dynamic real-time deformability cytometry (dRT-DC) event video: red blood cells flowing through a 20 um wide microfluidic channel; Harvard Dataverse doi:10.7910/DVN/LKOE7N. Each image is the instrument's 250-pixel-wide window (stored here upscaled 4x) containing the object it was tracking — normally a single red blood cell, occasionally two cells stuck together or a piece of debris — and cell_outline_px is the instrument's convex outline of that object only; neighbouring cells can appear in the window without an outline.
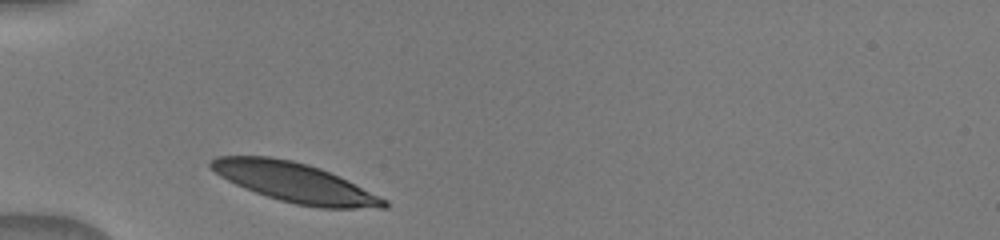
{"species": "human", "species_latin": "Homo sapiens", "temperature_condition": "warm", "stored_images_in_passage": 31, "camera_frame_rate_fps": 3000, "um_per_image_px": 0.085, "donor": {"sex": "male"}, "frame": {"image": 1, "passage_image": 1, "time_ms": 0.0, "image_size_px": [1000, 240], "cell_outline_px": [[388, 208], [320, 208], [296, 204], [280, 200], [244, 188], [220, 176], [208, 168], [208, 164], [216, 156], [272, 156], [292, 160], [308, 164], [320, 168], [340, 176], [388, 200]], "centroid_in_image_um": [25.07, 15.5], "position_along_channel_um": 59.9, "area_um2": 39.82}}
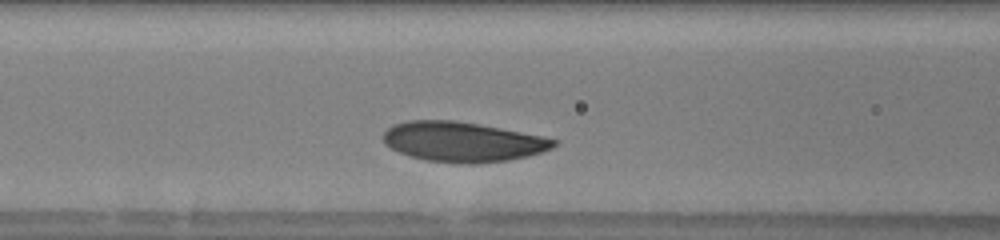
{"frame": {"image": 2, "passage_image": 7, "time_ms": 2.0, "image_size_px": [1000, 240], "cell_outline_px": [[556, 144], [552, 148], [528, 156], [508, 160], [476, 164], [468, 164], [424, 160], [408, 156], [392, 148], [384, 140], [384, 132], [392, 124], [408, 120], [452, 120], [500, 128], [540, 136], [556, 140]], "centroid_in_image_um": [39.29, 12.06], "position_along_channel_um": 127.3, "area_um2": 39.25}}
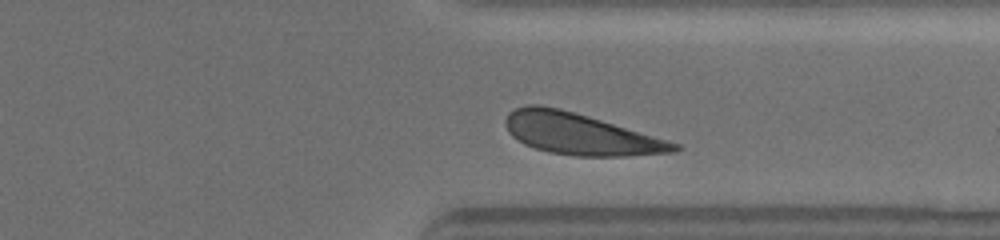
{"frame": {"image": 3, "passage_image": 29, "time_ms": 8.0, "image_size_px": [1000, 240], "cell_outline_px": [[684, 148], [676, 152], [628, 156], [576, 156], [548, 152], [524, 144], [512, 136], [508, 132], [504, 124], [504, 120], [508, 112], [516, 108], [528, 104], [540, 104], [560, 108], [588, 116], [680, 144]], "centroid_in_image_um": [49.29, 11.39], "position_along_channel_um": 362.1, "area_um2": 40.69}}